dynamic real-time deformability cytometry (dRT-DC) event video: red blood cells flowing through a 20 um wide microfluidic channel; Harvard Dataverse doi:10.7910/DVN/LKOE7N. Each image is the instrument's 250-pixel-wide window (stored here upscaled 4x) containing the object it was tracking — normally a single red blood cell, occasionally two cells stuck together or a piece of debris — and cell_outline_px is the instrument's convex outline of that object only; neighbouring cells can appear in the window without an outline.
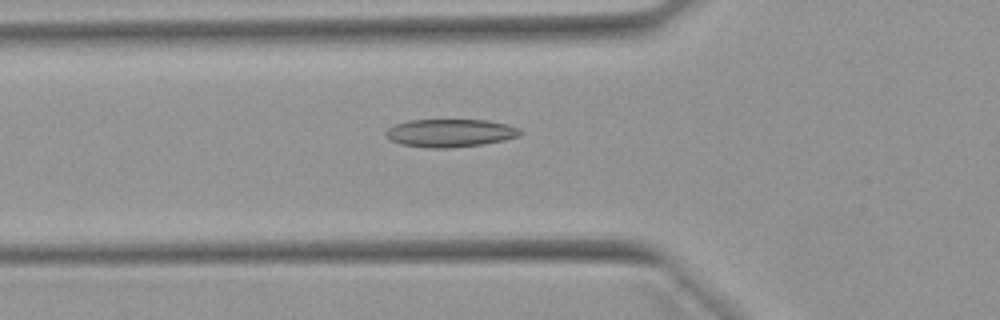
{"species": "Egyptian fruit bat (a non-hibernating species)", "species_latin": "Rousettus aegyptiacus", "temperature_condition": "warm", "stored_images_in_passage": 45, "camera_frame_rate_fps": 3000, "um_per_image_px": 0.085, "animal": {"sex": "female"}, "frame": {"image": 1, "passage_image": 12, "time_ms": 3.667, "image_size_px": [1000, 320], "cell_outline_px": [[524, 132], [520, 136], [504, 140], [484, 144], [452, 148], [428, 148], [400, 144], [392, 140], [384, 132], [388, 128], [396, 124], [408, 120], [488, 120], [508, 124], [520, 128]], "centroid_in_image_um": [38.32, 11.3], "position_along_channel_um": 87.5, "area_um2": 22.08}}
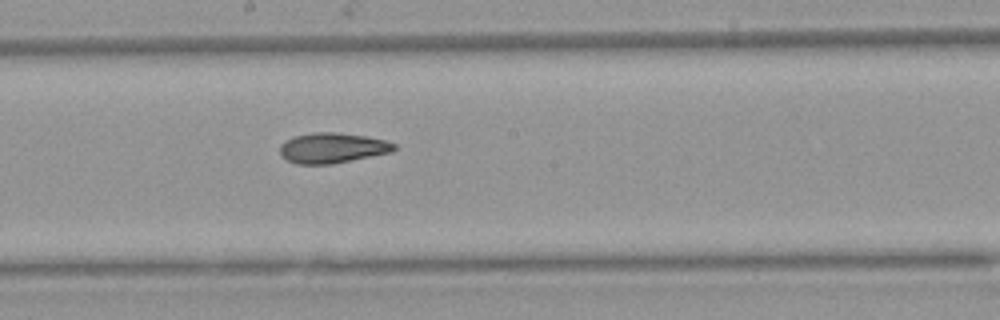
{"frame": {"image": 2, "passage_image": 22, "time_ms": 7.0, "image_size_px": [1000, 320], "cell_outline_px": [[396, 148], [392, 152], [332, 164], [296, 164], [288, 160], [280, 152], [280, 144], [284, 140], [296, 136], [316, 132], [336, 132], [364, 136], [388, 140], [396, 144]], "centroid_in_image_um": [28.28, 12.57], "position_along_channel_um": 219.9, "area_um2": 20.11}}
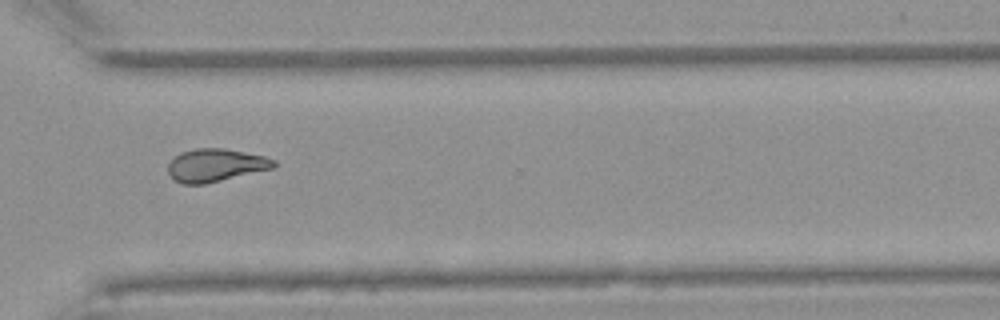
{"frame": {"image": 3, "passage_image": 32, "time_ms": 10.333, "image_size_px": [1000, 320], "cell_outline_px": [[276, 168], [204, 184], [180, 184], [168, 172], [168, 164], [180, 152], [196, 148], [224, 148], [264, 156], [276, 160]], "centroid_in_image_um": [18.36, 14.04], "position_along_channel_um": 352.2, "area_um2": 20.29}, "authors_computed_cell_mechanics": {"area_um2": 20.5768, "velocity_mm_per_s": 3.9747, "shape_relaxation_time_tau1_ms": null, "shape_relaxation_time_tau2_ms": 5.4786, "deformation_change_tau1": null, "deformation_change_tau2": 0.1219}}